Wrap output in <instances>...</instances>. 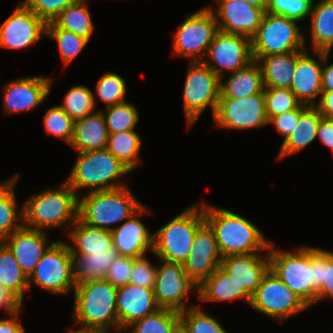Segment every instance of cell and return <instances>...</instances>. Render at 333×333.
<instances>
[{"label":"cell","mask_w":333,"mask_h":333,"mask_svg":"<svg viewBox=\"0 0 333 333\" xmlns=\"http://www.w3.org/2000/svg\"><path fill=\"white\" fill-rule=\"evenodd\" d=\"M215 1L218 4L216 9L208 6L215 14L218 30L252 39L261 25L265 10L244 0Z\"/></svg>","instance_id":"obj_19"},{"label":"cell","mask_w":333,"mask_h":333,"mask_svg":"<svg viewBox=\"0 0 333 333\" xmlns=\"http://www.w3.org/2000/svg\"><path fill=\"white\" fill-rule=\"evenodd\" d=\"M87 0H75L68 5L47 28H61L90 40L94 33V24L88 9Z\"/></svg>","instance_id":"obj_34"},{"label":"cell","mask_w":333,"mask_h":333,"mask_svg":"<svg viewBox=\"0 0 333 333\" xmlns=\"http://www.w3.org/2000/svg\"><path fill=\"white\" fill-rule=\"evenodd\" d=\"M174 333H188L184 327L182 325H180L175 331Z\"/></svg>","instance_id":"obj_58"},{"label":"cell","mask_w":333,"mask_h":333,"mask_svg":"<svg viewBox=\"0 0 333 333\" xmlns=\"http://www.w3.org/2000/svg\"><path fill=\"white\" fill-rule=\"evenodd\" d=\"M181 325L180 312L160 308L155 313L134 321L126 328L128 333H174Z\"/></svg>","instance_id":"obj_38"},{"label":"cell","mask_w":333,"mask_h":333,"mask_svg":"<svg viewBox=\"0 0 333 333\" xmlns=\"http://www.w3.org/2000/svg\"><path fill=\"white\" fill-rule=\"evenodd\" d=\"M104 115L108 134L135 130L139 121V111L131 102H122L100 109Z\"/></svg>","instance_id":"obj_40"},{"label":"cell","mask_w":333,"mask_h":333,"mask_svg":"<svg viewBox=\"0 0 333 333\" xmlns=\"http://www.w3.org/2000/svg\"><path fill=\"white\" fill-rule=\"evenodd\" d=\"M109 329H87V330H80V331H67L68 333H108ZM114 333H126V329L123 328H114L112 329Z\"/></svg>","instance_id":"obj_56"},{"label":"cell","mask_w":333,"mask_h":333,"mask_svg":"<svg viewBox=\"0 0 333 333\" xmlns=\"http://www.w3.org/2000/svg\"><path fill=\"white\" fill-rule=\"evenodd\" d=\"M285 251L269 246L270 270L309 307L314 305L313 247H294Z\"/></svg>","instance_id":"obj_7"},{"label":"cell","mask_w":333,"mask_h":333,"mask_svg":"<svg viewBox=\"0 0 333 333\" xmlns=\"http://www.w3.org/2000/svg\"><path fill=\"white\" fill-rule=\"evenodd\" d=\"M133 264L134 258L118 256V258L109 267L104 279L116 288L129 284Z\"/></svg>","instance_id":"obj_49"},{"label":"cell","mask_w":333,"mask_h":333,"mask_svg":"<svg viewBox=\"0 0 333 333\" xmlns=\"http://www.w3.org/2000/svg\"><path fill=\"white\" fill-rule=\"evenodd\" d=\"M330 54L331 52H323L322 92L333 91V63L328 65Z\"/></svg>","instance_id":"obj_54"},{"label":"cell","mask_w":333,"mask_h":333,"mask_svg":"<svg viewBox=\"0 0 333 333\" xmlns=\"http://www.w3.org/2000/svg\"><path fill=\"white\" fill-rule=\"evenodd\" d=\"M250 307L275 321H285L310 308L270 269L252 295Z\"/></svg>","instance_id":"obj_12"},{"label":"cell","mask_w":333,"mask_h":333,"mask_svg":"<svg viewBox=\"0 0 333 333\" xmlns=\"http://www.w3.org/2000/svg\"><path fill=\"white\" fill-rule=\"evenodd\" d=\"M108 131L101 110L74 121V135L69 146L78 153L107 147Z\"/></svg>","instance_id":"obj_25"},{"label":"cell","mask_w":333,"mask_h":333,"mask_svg":"<svg viewBox=\"0 0 333 333\" xmlns=\"http://www.w3.org/2000/svg\"><path fill=\"white\" fill-rule=\"evenodd\" d=\"M54 80L47 76H28L5 83L2 87L4 115L40 106L51 93Z\"/></svg>","instance_id":"obj_17"},{"label":"cell","mask_w":333,"mask_h":333,"mask_svg":"<svg viewBox=\"0 0 333 333\" xmlns=\"http://www.w3.org/2000/svg\"><path fill=\"white\" fill-rule=\"evenodd\" d=\"M0 284L24 304V293L29 290L28 278L3 242H0Z\"/></svg>","instance_id":"obj_37"},{"label":"cell","mask_w":333,"mask_h":333,"mask_svg":"<svg viewBox=\"0 0 333 333\" xmlns=\"http://www.w3.org/2000/svg\"><path fill=\"white\" fill-rule=\"evenodd\" d=\"M96 95L85 85L72 86L64 96L62 104H58L73 120H79L97 111Z\"/></svg>","instance_id":"obj_39"},{"label":"cell","mask_w":333,"mask_h":333,"mask_svg":"<svg viewBox=\"0 0 333 333\" xmlns=\"http://www.w3.org/2000/svg\"><path fill=\"white\" fill-rule=\"evenodd\" d=\"M33 284L56 295H69L71 289L74 291L76 283L67 242L57 240L48 248L28 278L29 290Z\"/></svg>","instance_id":"obj_11"},{"label":"cell","mask_w":333,"mask_h":333,"mask_svg":"<svg viewBox=\"0 0 333 333\" xmlns=\"http://www.w3.org/2000/svg\"><path fill=\"white\" fill-rule=\"evenodd\" d=\"M244 1L256 6L258 8H262V9L266 10L267 0H244Z\"/></svg>","instance_id":"obj_57"},{"label":"cell","mask_w":333,"mask_h":333,"mask_svg":"<svg viewBox=\"0 0 333 333\" xmlns=\"http://www.w3.org/2000/svg\"><path fill=\"white\" fill-rule=\"evenodd\" d=\"M213 118L217 126L232 130L267 126L269 120L266 115L264 90L244 99L219 98Z\"/></svg>","instance_id":"obj_13"},{"label":"cell","mask_w":333,"mask_h":333,"mask_svg":"<svg viewBox=\"0 0 333 333\" xmlns=\"http://www.w3.org/2000/svg\"><path fill=\"white\" fill-rule=\"evenodd\" d=\"M314 304L333 299V251L313 247Z\"/></svg>","instance_id":"obj_36"},{"label":"cell","mask_w":333,"mask_h":333,"mask_svg":"<svg viewBox=\"0 0 333 333\" xmlns=\"http://www.w3.org/2000/svg\"><path fill=\"white\" fill-rule=\"evenodd\" d=\"M147 206H143L132 217L125 220L111 231L113 246L120 256L139 258L153 251V235L141 222L139 216L149 213Z\"/></svg>","instance_id":"obj_22"},{"label":"cell","mask_w":333,"mask_h":333,"mask_svg":"<svg viewBox=\"0 0 333 333\" xmlns=\"http://www.w3.org/2000/svg\"><path fill=\"white\" fill-rule=\"evenodd\" d=\"M157 277L153 287L154 298L160 308L183 311L194 305H187L189 293L198 295L197 285L185 274L181 263L159 260Z\"/></svg>","instance_id":"obj_14"},{"label":"cell","mask_w":333,"mask_h":333,"mask_svg":"<svg viewBox=\"0 0 333 333\" xmlns=\"http://www.w3.org/2000/svg\"><path fill=\"white\" fill-rule=\"evenodd\" d=\"M317 138L323 145L333 150V118L322 116L318 130Z\"/></svg>","instance_id":"obj_52"},{"label":"cell","mask_w":333,"mask_h":333,"mask_svg":"<svg viewBox=\"0 0 333 333\" xmlns=\"http://www.w3.org/2000/svg\"><path fill=\"white\" fill-rule=\"evenodd\" d=\"M47 37L57 42L65 66L70 65L89 42L86 38L61 28H47Z\"/></svg>","instance_id":"obj_42"},{"label":"cell","mask_w":333,"mask_h":333,"mask_svg":"<svg viewBox=\"0 0 333 333\" xmlns=\"http://www.w3.org/2000/svg\"><path fill=\"white\" fill-rule=\"evenodd\" d=\"M47 37V23L20 3L0 26V47L18 50Z\"/></svg>","instance_id":"obj_16"},{"label":"cell","mask_w":333,"mask_h":333,"mask_svg":"<svg viewBox=\"0 0 333 333\" xmlns=\"http://www.w3.org/2000/svg\"><path fill=\"white\" fill-rule=\"evenodd\" d=\"M142 139L135 130L109 134L106 149L130 171L142 164L140 150Z\"/></svg>","instance_id":"obj_35"},{"label":"cell","mask_w":333,"mask_h":333,"mask_svg":"<svg viewBox=\"0 0 333 333\" xmlns=\"http://www.w3.org/2000/svg\"><path fill=\"white\" fill-rule=\"evenodd\" d=\"M252 60L250 38L218 31L202 62L223 79L224 71L236 72Z\"/></svg>","instance_id":"obj_15"},{"label":"cell","mask_w":333,"mask_h":333,"mask_svg":"<svg viewBox=\"0 0 333 333\" xmlns=\"http://www.w3.org/2000/svg\"><path fill=\"white\" fill-rule=\"evenodd\" d=\"M220 267L252 297L270 269V259L268 252L227 255Z\"/></svg>","instance_id":"obj_21"},{"label":"cell","mask_w":333,"mask_h":333,"mask_svg":"<svg viewBox=\"0 0 333 333\" xmlns=\"http://www.w3.org/2000/svg\"><path fill=\"white\" fill-rule=\"evenodd\" d=\"M74 1L75 0H22L20 4L30 9L46 23H50L53 22L61 11Z\"/></svg>","instance_id":"obj_47"},{"label":"cell","mask_w":333,"mask_h":333,"mask_svg":"<svg viewBox=\"0 0 333 333\" xmlns=\"http://www.w3.org/2000/svg\"><path fill=\"white\" fill-rule=\"evenodd\" d=\"M222 256L213 229L205 221L196 231L192 250L182 264L197 287L220 266Z\"/></svg>","instance_id":"obj_18"},{"label":"cell","mask_w":333,"mask_h":333,"mask_svg":"<svg viewBox=\"0 0 333 333\" xmlns=\"http://www.w3.org/2000/svg\"><path fill=\"white\" fill-rule=\"evenodd\" d=\"M218 31L215 14L209 6L186 14L185 21L173 34V56L189 58V62L202 61Z\"/></svg>","instance_id":"obj_10"},{"label":"cell","mask_w":333,"mask_h":333,"mask_svg":"<svg viewBox=\"0 0 333 333\" xmlns=\"http://www.w3.org/2000/svg\"><path fill=\"white\" fill-rule=\"evenodd\" d=\"M67 236L74 243V246L68 243L71 255H91V252L109 251L113 247L111 231L85 224L79 219Z\"/></svg>","instance_id":"obj_28"},{"label":"cell","mask_w":333,"mask_h":333,"mask_svg":"<svg viewBox=\"0 0 333 333\" xmlns=\"http://www.w3.org/2000/svg\"><path fill=\"white\" fill-rule=\"evenodd\" d=\"M204 222L203 204L188 207L154 232L152 253L159 260L183 264Z\"/></svg>","instance_id":"obj_6"},{"label":"cell","mask_w":333,"mask_h":333,"mask_svg":"<svg viewBox=\"0 0 333 333\" xmlns=\"http://www.w3.org/2000/svg\"><path fill=\"white\" fill-rule=\"evenodd\" d=\"M200 301L225 302L242 300L251 303V296L219 266L214 273L198 286Z\"/></svg>","instance_id":"obj_27"},{"label":"cell","mask_w":333,"mask_h":333,"mask_svg":"<svg viewBox=\"0 0 333 333\" xmlns=\"http://www.w3.org/2000/svg\"><path fill=\"white\" fill-rule=\"evenodd\" d=\"M252 58L260 64L264 88H290L297 62V51Z\"/></svg>","instance_id":"obj_29"},{"label":"cell","mask_w":333,"mask_h":333,"mask_svg":"<svg viewBox=\"0 0 333 333\" xmlns=\"http://www.w3.org/2000/svg\"><path fill=\"white\" fill-rule=\"evenodd\" d=\"M314 107L322 116L333 118V91L322 92Z\"/></svg>","instance_id":"obj_55"},{"label":"cell","mask_w":333,"mask_h":333,"mask_svg":"<svg viewBox=\"0 0 333 333\" xmlns=\"http://www.w3.org/2000/svg\"><path fill=\"white\" fill-rule=\"evenodd\" d=\"M313 3L314 0H267L265 12L301 22L310 17Z\"/></svg>","instance_id":"obj_46"},{"label":"cell","mask_w":333,"mask_h":333,"mask_svg":"<svg viewBox=\"0 0 333 333\" xmlns=\"http://www.w3.org/2000/svg\"><path fill=\"white\" fill-rule=\"evenodd\" d=\"M300 28L294 20L265 12L251 39L252 57L307 50L305 29Z\"/></svg>","instance_id":"obj_8"},{"label":"cell","mask_w":333,"mask_h":333,"mask_svg":"<svg viewBox=\"0 0 333 333\" xmlns=\"http://www.w3.org/2000/svg\"><path fill=\"white\" fill-rule=\"evenodd\" d=\"M268 120L273 116L295 110L301 102L290 88H264Z\"/></svg>","instance_id":"obj_45"},{"label":"cell","mask_w":333,"mask_h":333,"mask_svg":"<svg viewBox=\"0 0 333 333\" xmlns=\"http://www.w3.org/2000/svg\"><path fill=\"white\" fill-rule=\"evenodd\" d=\"M309 105L300 104L295 110L273 116L268 124L274 125L276 131L284 137L285 140L292 132L295 126L299 124L300 116L309 108Z\"/></svg>","instance_id":"obj_50"},{"label":"cell","mask_w":333,"mask_h":333,"mask_svg":"<svg viewBox=\"0 0 333 333\" xmlns=\"http://www.w3.org/2000/svg\"><path fill=\"white\" fill-rule=\"evenodd\" d=\"M158 264L153 265L145 256L134 258L129 284L153 289L157 277Z\"/></svg>","instance_id":"obj_48"},{"label":"cell","mask_w":333,"mask_h":333,"mask_svg":"<svg viewBox=\"0 0 333 333\" xmlns=\"http://www.w3.org/2000/svg\"><path fill=\"white\" fill-rule=\"evenodd\" d=\"M23 306L24 304L12 292L0 284V309H4L8 315H12L22 311Z\"/></svg>","instance_id":"obj_51"},{"label":"cell","mask_w":333,"mask_h":333,"mask_svg":"<svg viewBox=\"0 0 333 333\" xmlns=\"http://www.w3.org/2000/svg\"><path fill=\"white\" fill-rule=\"evenodd\" d=\"M43 124L47 135L59 137L70 145L74 135V121L59 105L47 109Z\"/></svg>","instance_id":"obj_44"},{"label":"cell","mask_w":333,"mask_h":333,"mask_svg":"<svg viewBox=\"0 0 333 333\" xmlns=\"http://www.w3.org/2000/svg\"><path fill=\"white\" fill-rule=\"evenodd\" d=\"M22 203L23 226L30 229L46 231L66 227L68 233L78 220L79 195L66 181L57 188L48 187L33 194Z\"/></svg>","instance_id":"obj_2"},{"label":"cell","mask_w":333,"mask_h":333,"mask_svg":"<svg viewBox=\"0 0 333 333\" xmlns=\"http://www.w3.org/2000/svg\"><path fill=\"white\" fill-rule=\"evenodd\" d=\"M119 253L113 246L109 251L91 252V255H72L73 278L76 285L104 279Z\"/></svg>","instance_id":"obj_33"},{"label":"cell","mask_w":333,"mask_h":333,"mask_svg":"<svg viewBox=\"0 0 333 333\" xmlns=\"http://www.w3.org/2000/svg\"><path fill=\"white\" fill-rule=\"evenodd\" d=\"M132 192L127 185L83 193L79 196L78 219L85 224L112 231L117 223L129 219L144 206Z\"/></svg>","instance_id":"obj_5"},{"label":"cell","mask_w":333,"mask_h":333,"mask_svg":"<svg viewBox=\"0 0 333 333\" xmlns=\"http://www.w3.org/2000/svg\"><path fill=\"white\" fill-rule=\"evenodd\" d=\"M220 79V98H240L256 95L264 90L262 70L257 60L230 73L224 82Z\"/></svg>","instance_id":"obj_26"},{"label":"cell","mask_w":333,"mask_h":333,"mask_svg":"<svg viewBox=\"0 0 333 333\" xmlns=\"http://www.w3.org/2000/svg\"><path fill=\"white\" fill-rule=\"evenodd\" d=\"M180 321L188 333H227L217 319L196 305L181 311Z\"/></svg>","instance_id":"obj_41"},{"label":"cell","mask_w":333,"mask_h":333,"mask_svg":"<svg viewBox=\"0 0 333 333\" xmlns=\"http://www.w3.org/2000/svg\"><path fill=\"white\" fill-rule=\"evenodd\" d=\"M21 312L18 311L7 318L0 319V333H27L19 319Z\"/></svg>","instance_id":"obj_53"},{"label":"cell","mask_w":333,"mask_h":333,"mask_svg":"<svg viewBox=\"0 0 333 333\" xmlns=\"http://www.w3.org/2000/svg\"><path fill=\"white\" fill-rule=\"evenodd\" d=\"M65 180L76 192L112 190L127 186L122 181L131 171L106 148L80 152Z\"/></svg>","instance_id":"obj_4"},{"label":"cell","mask_w":333,"mask_h":333,"mask_svg":"<svg viewBox=\"0 0 333 333\" xmlns=\"http://www.w3.org/2000/svg\"><path fill=\"white\" fill-rule=\"evenodd\" d=\"M54 242L49 244L47 232L25 226L3 241L15 256L27 278L31 276L39 260Z\"/></svg>","instance_id":"obj_23"},{"label":"cell","mask_w":333,"mask_h":333,"mask_svg":"<svg viewBox=\"0 0 333 333\" xmlns=\"http://www.w3.org/2000/svg\"><path fill=\"white\" fill-rule=\"evenodd\" d=\"M19 174L0 183V242L23 226V204H17L16 184Z\"/></svg>","instance_id":"obj_32"},{"label":"cell","mask_w":333,"mask_h":333,"mask_svg":"<svg viewBox=\"0 0 333 333\" xmlns=\"http://www.w3.org/2000/svg\"><path fill=\"white\" fill-rule=\"evenodd\" d=\"M310 47L312 51L331 52L333 49V0L313 3L310 15Z\"/></svg>","instance_id":"obj_30"},{"label":"cell","mask_w":333,"mask_h":333,"mask_svg":"<svg viewBox=\"0 0 333 333\" xmlns=\"http://www.w3.org/2000/svg\"><path fill=\"white\" fill-rule=\"evenodd\" d=\"M117 289L105 279L76 285L72 316L78 328L67 331L118 328Z\"/></svg>","instance_id":"obj_3"},{"label":"cell","mask_w":333,"mask_h":333,"mask_svg":"<svg viewBox=\"0 0 333 333\" xmlns=\"http://www.w3.org/2000/svg\"><path fill=\"white\" fill-rule=\"evenodd\" d=\"M297 51V62L294 77L290 86L291 91L302 103L314 106L322 93L323 51Z\"/></svg>","instance_id":"obj_20"},{"label":"cell","mask_w":333,"mask_h":333,"mask_svg":"<svg viewBox=\"0 0 333 333\" xmlns=\"http://www.w3.org/2000/svg\"><path fill=\"white\" fill-rule=\"evenodd\" d=\"M116 306L118 327L123 329L160 309L155 301L153 289L131 284L117 289Z\"/></svg>","instance_id":"obj_24"},{"label":"cell","mask_w":333,"mask_h":333,"mask_svg":"<svg viewBox=\"0 0 333 333\" xmlns=\"http://www.w3.org/2000/svg\"><path fill=\"white\" fill-rule=\"evenodd\" d=\"M205 221L213 229L222 257L234 254L268 252L272 241L266 239L250 220L229 209L203 203Z\"/></svg>","instance_id":"obj_1"},{"label":"cell","mask_w":333,"mask_h":333,"mask_svg":"<svg viewBox=\"0 0 333 333\" xmlns=\"http://www.w3.org/2000/svg\"><path fill=\"white\" fill-rule=\"evenodd\" d=\"M321 118L320 112L314 106H310L300 116L299 124L294 127L293 132L281 142L277 161L297 154L315 141Z\"/></svg>","instance_id":"obj_31"},{"label":"cell","mask_w":333,"mask_h":333,"mask_svg":"<svg viewBox=\"0 0 333 333\" xmlns=\"http://www.w3.org/2000/svg\"><path fill=\"white\" fill-rule=\"evenodd\" d=\"M125 80L116 72L106 71L96 83V95L105 107L126 101L127 87Z\"/></svg>","instance_id":"obj_43"},{"label":"cell","mask_w":333,"mask_h":333,"mask_svg":"<svg viewBox=\"0 0 333 333\" xmlns=\"http://www.w3.org/2000/svg\"><path fill=\"white\" fill-rule=\"evenodd\" d=\"M220 98V77L202 61L189 63L183 89V109L187 127L194 125L210 106L214 117Z\"/></svg>","instance_id":"obj_9"}]
</instances>
